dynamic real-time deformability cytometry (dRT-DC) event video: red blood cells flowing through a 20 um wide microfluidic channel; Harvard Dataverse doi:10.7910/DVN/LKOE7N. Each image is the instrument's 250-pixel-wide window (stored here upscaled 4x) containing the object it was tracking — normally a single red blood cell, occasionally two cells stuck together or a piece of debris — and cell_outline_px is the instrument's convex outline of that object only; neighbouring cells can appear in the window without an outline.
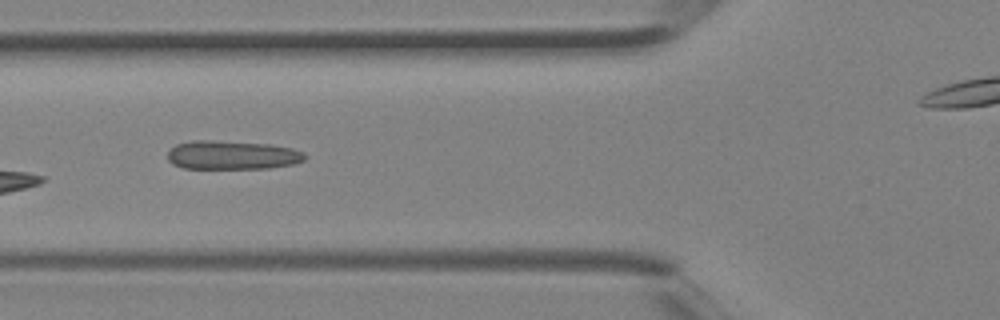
{"species": "Egyptian fruit bat (a non-hibernating species)", "species_latin": "Rousettus aegyptiacus", "temperature_condition": "room temperature", "stored_images_in_passage": 5, "camera_frame_rate_fps": 3000, "um_per_image_px": 0.085, "animal": {"sex": "female"}, "frame": {"image": 1, "passage_image": 4, "time_ms": 1.0, "image_size_px": [1000, 320], "cell_outline_px": [[308, 156], [304, 160], [292, 164], [268, 168], [184, 168], [172, 164], [168, 160], [168, 152], [176, 144], [192, 140], [212, 140], [268, 144], [292, 148], [304, 152]], "centroid_in_image_um": [19.73, 13.17], "position_along_channel_um": 106.1, "area_um2": 23.0}}
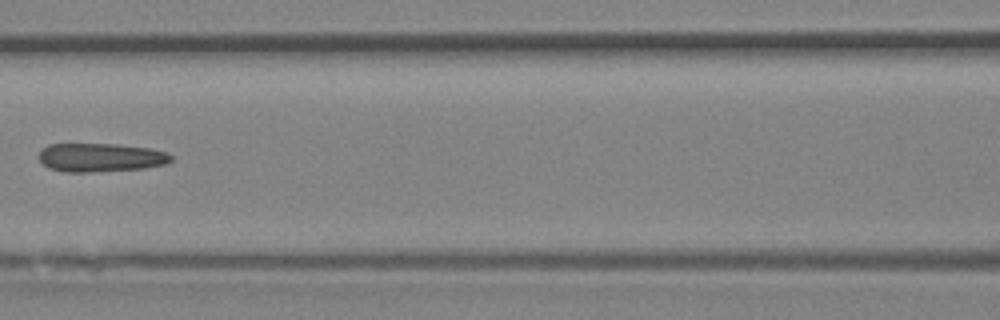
{"frame": {"image": 2, "passage_image": 5, "time_ms": 1.333, "image_size_px": [1000, 320], "cell_outline_px": [[172, 160], [164, 164], [144, 168], [88, 172], [64, 172], [48, 168], [36, 156], [40, 148], [48, 144], [116, 144], [148, 148], [164, 152], [172, 156]], "centroid_in_image_um": [8.46, 13.38], "position_along_channel_um": 158.1, "area_um2": 22.08}}